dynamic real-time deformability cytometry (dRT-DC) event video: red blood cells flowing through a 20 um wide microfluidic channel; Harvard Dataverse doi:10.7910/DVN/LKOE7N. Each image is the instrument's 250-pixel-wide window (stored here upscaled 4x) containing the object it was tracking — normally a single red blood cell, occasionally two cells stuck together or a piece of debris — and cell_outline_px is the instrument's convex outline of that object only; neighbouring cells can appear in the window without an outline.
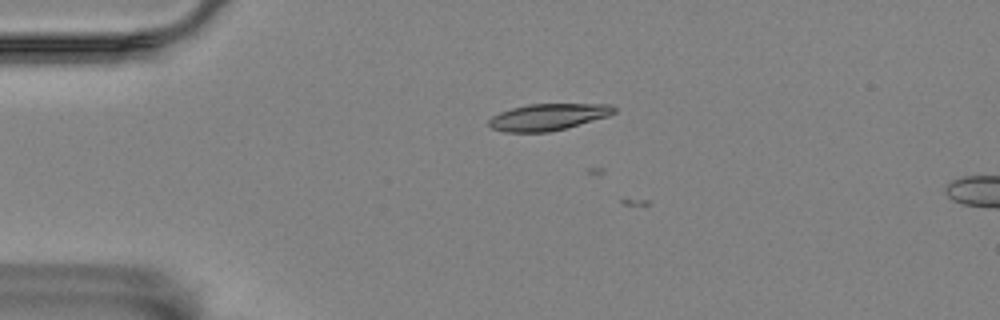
{"species": "Egyptian fruit bat (a non-hibernating species)", "species_latin": "Rousettus aegyptiacus", "temperature_condition": "room temperature", "stored_images_in_passage": 6, "camera_frame_rate_fps": 3000, "um_per_image_px": 0.085, "animal": {"sex": "female"}, "frame": {"image": 1, "passage_image": 4, "time_ms": 3.333, "image_size_px": [1000, 320], "cell_outline_px": [[616, 112], [608, 116], [564, 128], [548, 132], [504, 132], [492, 128], [488, 124], [488, 120], [492, 116], [500, 112], [512, 108], [528, 104], [612, 104], [616, 108]], "centroid_in_image_um": [46.57, 9.93], "position_along_channel_um": 38.4, "area_um2": 19.31}}